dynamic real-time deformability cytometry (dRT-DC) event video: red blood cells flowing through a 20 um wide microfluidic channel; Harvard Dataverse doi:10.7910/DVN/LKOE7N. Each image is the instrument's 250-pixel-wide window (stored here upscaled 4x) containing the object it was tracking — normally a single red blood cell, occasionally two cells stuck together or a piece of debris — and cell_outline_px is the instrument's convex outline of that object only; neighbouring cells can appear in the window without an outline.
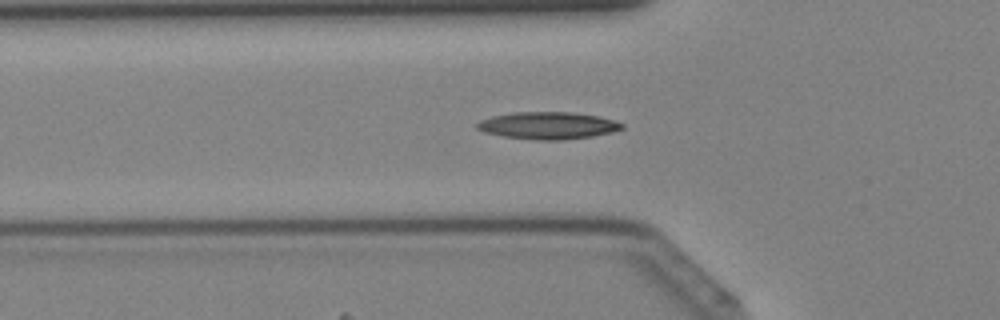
{"species": "Egyptian fruit bat (a non-hibernating species)", "species_latin": "Rousettus aegyptiacus", "temperature_condition": "cold", "stored_images_in_passage": 32, "camera_frame_rate_fps": 3000, "um_per_image_px": 0.085, "animal": {"sex": "female"}, "frame": {"image": 1, "passage_image": 4, "time_ms": 1.0, "image_size_px": [1000, 320], "cell_outline_px": [[624, 128], [612, 132], [592, 136], [564, 140], [536, 140], [504, 136], [484, 132], [476, 128], [476, 124], [480, 120], [492, 116], [516, 112], [568, 112], [600, 116], [624, 124]], "centroid_in_image_um": [46.57, 10.67], "position_along_channel_um": 79.2, "area_um2": 22.89}}
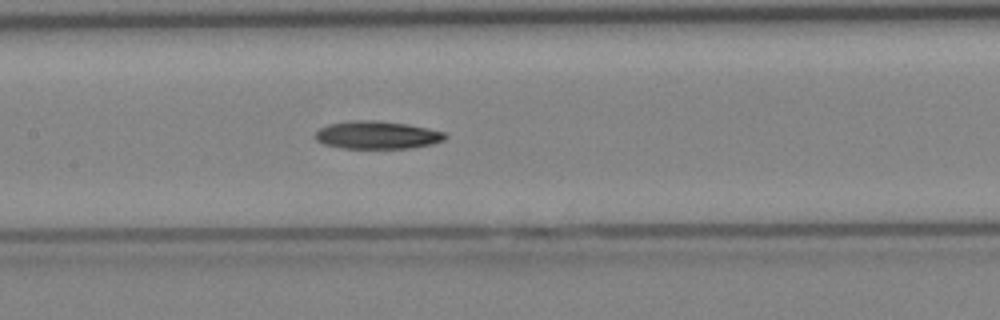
{"frame": {"image": 2, "passage_image": 10, "time_ms": 3.0, "image_size_px": [1000, 320], "cell_outline_px": [[448, 136], [444, 140], [432, 144], [408, 148], [344, 148], [324, 144], [316, 140], [316, 132], [320, 128], [328, 124], [352, 120], [376, 120], [408, 124], [428, 128], [444, 132]], "centroid_in_image_um": [32.07, 11.47], "position_along_channel_um": 175.3, "area_um2": 21.04}}
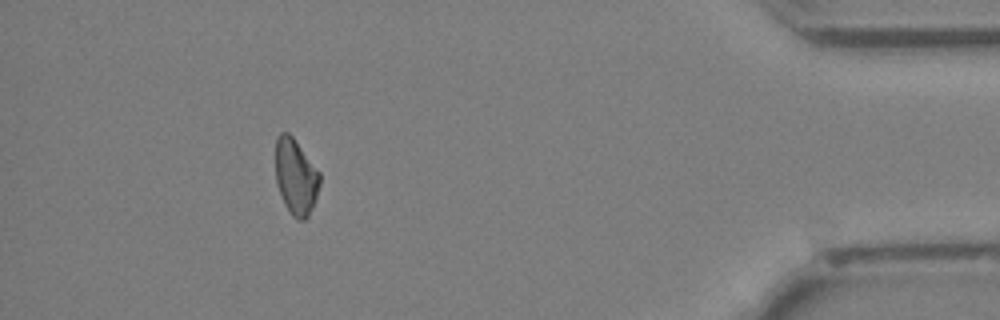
{"frame": {"image": 3, "passage_image": 28, "time_ms": 9.0, "image_size_px": [1000, 320], "cell_outline_px": [[320, 184], [312, 208], [308, 216], [304, 220], [296, 220], [292, 216], [284, 204], [276, 184], [276, 136], [280, 132], [288, 132], [292, 136], [320, 172]], "centroid_in_image_um": [25.13, 15.03], "position_along_channel_um": 410.1, "area_um2": 19.59}}